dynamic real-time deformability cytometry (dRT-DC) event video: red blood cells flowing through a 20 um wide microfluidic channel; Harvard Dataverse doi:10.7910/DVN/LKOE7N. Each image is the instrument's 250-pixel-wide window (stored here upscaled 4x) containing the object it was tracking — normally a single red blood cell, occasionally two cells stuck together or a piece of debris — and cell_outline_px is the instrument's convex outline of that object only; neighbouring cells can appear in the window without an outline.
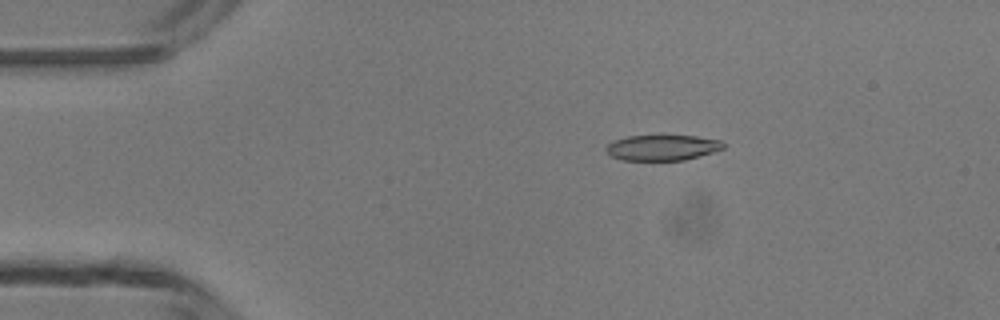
{"species": "common noctule bat (a hibernating species)", "species_latin": "Nyctalus noctula", "temperature_condition": "room temperature", "stored_images_in_passage": 5, "camera_frame_rate_fps": 3000, "um_per_image_px": 0.085, "animal": {"sex": "male", "body_mass_g": 13.3}, "frame": {"image": 1, "passage_image": 3, "time_ms": 2.333, "image_size_px": [1000, 320], "cell_outline_px": [[724, 148], [700, 156], [684, 160], [620, 160], [612, 156], [604, 148], [612, 140], [628, 136], [696, 136], [720, 140], [724, 144]], "centroid_in_image_um": [56.27, 12.55], "position_along_channel_um": 28.7, "area_um2": 17.4}}
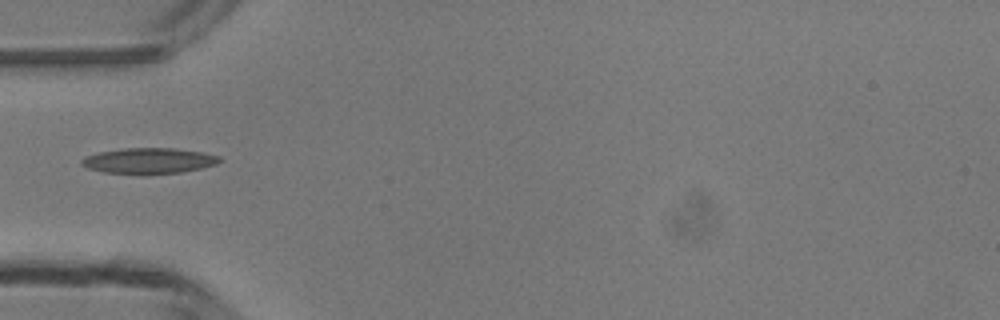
{"frame": {"image": 2, "passage_image": 5, "time_ms": 4.667, "image_size_px": [1000, 320], "cell_outline_px": [[220, 160], [216, 164], [200, 168], [180, 172], [144, 176], [140, 176], [104, 172], [88, 168], [80, 164], [80, 160], [84, 156], [100, 152], [124, 148], [172, 148], [204, 152], [220, 156]], "centroid_in_image_um": [12.61, 13.69], "position_along_channel_um": 72.4, "area_um2": 21.1}}